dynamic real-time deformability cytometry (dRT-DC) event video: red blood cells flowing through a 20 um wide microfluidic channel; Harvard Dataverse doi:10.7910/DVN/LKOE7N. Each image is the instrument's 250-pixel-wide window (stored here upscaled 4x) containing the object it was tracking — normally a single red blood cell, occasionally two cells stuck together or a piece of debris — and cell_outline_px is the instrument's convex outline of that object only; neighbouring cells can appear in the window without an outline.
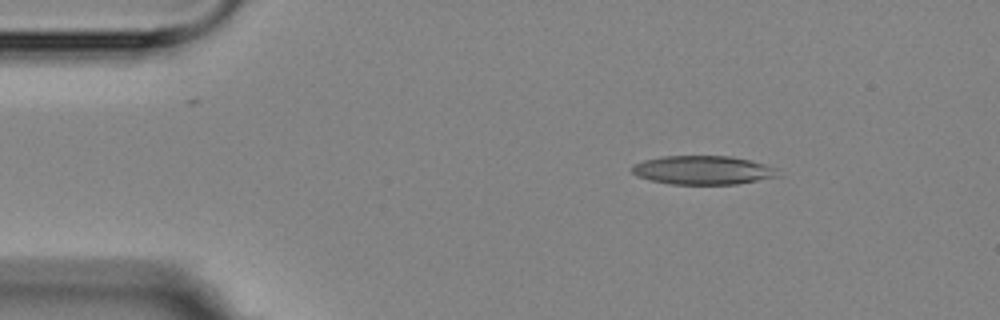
{"species": "Egyptian fruit bat (a non-hibernating species)", "species_latin": "Rousettus aegyptiacus", "temperature_condition": "room temperature", "stored_images_in_passage": 2, "camera_frame_rate_fps": 3000, "um_per_image_px": 0.085, "animal": {"sex": "female"}, "frame": {"image": 1, "passage_image": 1, "time_ms": 0.0, "image_size_px": [1000, 320], "cell_outline_px": [[780, 176], [736, 184], [668, 184], [636, 176], [632, 172], [632, 164], [644, 160], [660, 156], [728, 156], [748, 160], [764, 164], [776, 168]], "centroid_in_image_um": [59.71, 14.46], "position_along_channel_um": 25.3, "area_um2": 24.39}}